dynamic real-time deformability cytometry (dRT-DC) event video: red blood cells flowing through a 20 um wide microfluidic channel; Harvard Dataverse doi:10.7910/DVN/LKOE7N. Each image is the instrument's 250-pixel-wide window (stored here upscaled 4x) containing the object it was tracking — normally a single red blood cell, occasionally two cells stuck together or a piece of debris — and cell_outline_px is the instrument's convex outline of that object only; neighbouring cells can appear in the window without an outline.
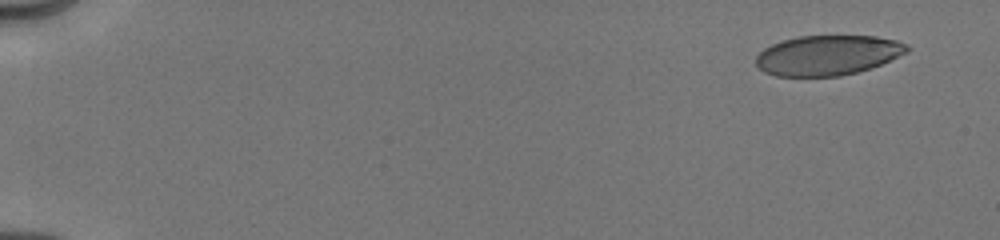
{"species": "human", "species_latin": "Homo sapiens", "temperature_condition": "cold", "stored_images_in_passage": 18, "camera_frame_rate_fps": 3000, "um_per_image_px": 0.085, "donor": {"sex": "male"}, "frame": {"image": 1, "passage_image": 2, "time_ms": 0.667, "image_size_px": [1000, 240], "cell_outline_px": [[912, 48], [908, 52], [880, 64], [856, 72], [840, 76], [776, 76], [764, 72], [756, 64], [756, 56], [764, 48], [772, 44], [784, 40], [800, 36], [876, 36], [896, 40], [908, 44]], "centroid_in_image_um": [70.37, 4.69], "position_along_channel_um": 14.6, "area_um2": 35.08}}
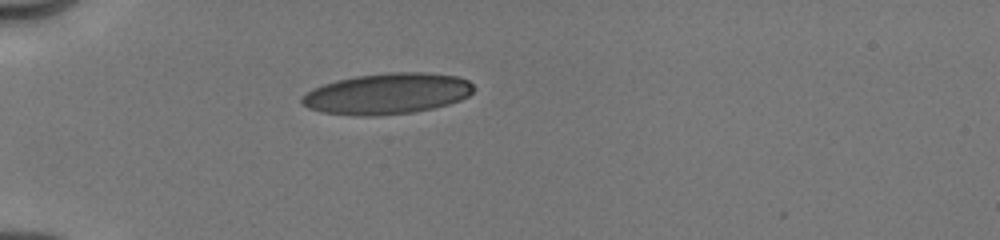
{"frame": {"image": 2, "passage_image": 17, "time_ms": 5.0, "image_size_px": [1000, 240], "cell_outline_px": [[476, 88], [468, 96], [460, 100], [448, 104], [432, 108], [412, 112], [376, 116], [356, 116], [320, 112], [308, 108], [300, 104], [300, 96], [312, 88], [336, 80], [356, 76], [388, 72], [424, 72], [456, 76], [468, 80]], "centroid_in_image_um": [32.87, 7.96], "position_along_channel_um": 52.1, "area_um2": 41.33}}